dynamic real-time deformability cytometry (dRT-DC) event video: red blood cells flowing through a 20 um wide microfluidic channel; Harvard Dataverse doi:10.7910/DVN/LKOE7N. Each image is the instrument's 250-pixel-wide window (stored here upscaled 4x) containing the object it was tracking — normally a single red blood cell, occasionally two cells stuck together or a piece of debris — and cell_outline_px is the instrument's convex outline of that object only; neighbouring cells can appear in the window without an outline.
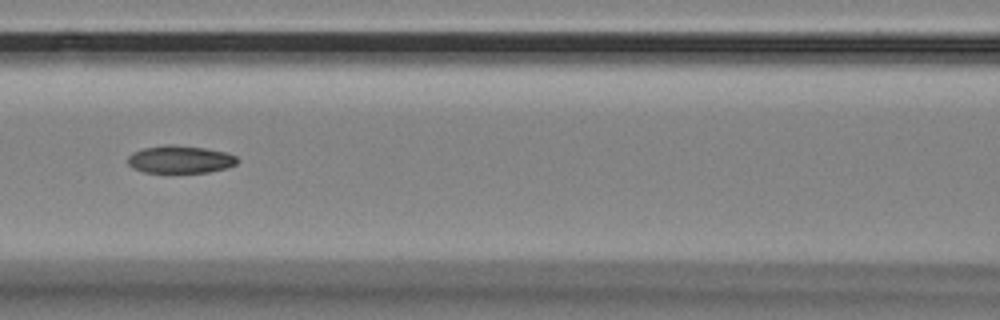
{"species": "Egyptian fruit bat (a non-hibernating species)", "species_latin": "Rousettus aegyptiacus", "temperature_condition": "room temperature", "stored_images_in_passage": 12, "camera_frame_rate_fps": 3000, "um_per_image_px": 0.085, "animal": {"sex": "female"}, "frame": {"image": 1, "passage_image": 6, "time_ms": 1.667, "image_size_px": [1000, 320], "cell_outline_px": [[236, 164], [224, 168], [208, 172], [144, 172], [132, 168], [128, 164], [128, 156], [132, 152], [144, 148], [168, 144], [204, 148], [224, 152], [236, 156]], "centroid_in_image_um": [15.25, 13.55], "position_along_channel_um": 151.3, "area_um2": 17.34}}
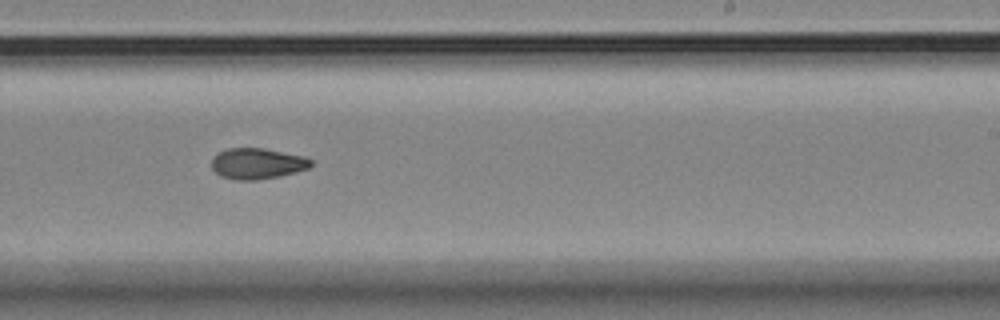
{"frame": {"image": 2, "passage_image": 9, "time_ms": 2.667, "image_size_px": [1000, 320], "cell_outline_px": [[312, 164], [308, 168], [296, 172], [280, 176], [256, 180], [236, 180], [220, 176], [212, 168], [212, 160], [220, 152], [228, 148], [264, 148], [308, 156], [312, 160]], "centroid_in_image_um": [21.92, 13.9], "position_along_channel_um": 267.1, "area_um2": 17.98}}
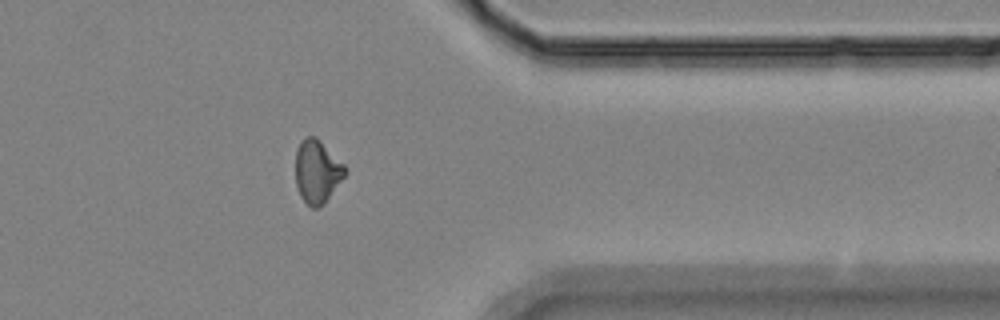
{"frame": {"image": 3, "passage_image": 12, "time_ms": 3.667, "image_size_px": [1000, 320], "cell_outline_px": [[344, 176], [324, 204], [316, 208], [312, 208], [300, 196], [296, 184], [296, 148], [300, 140], [304, 136], [316, 136], [344, 164]], "centroid_in_image_um": [26.92, 14.55], "position_along_channel_um": 384.5, "area_um2": 18.09}}